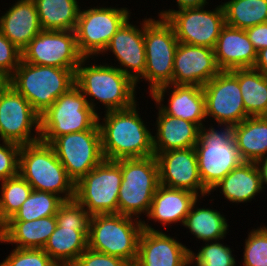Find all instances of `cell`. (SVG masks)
<instances>
[{"label": "cell", "mask_w": 267, "mask_h": 266, "mask_svg": "<svg viewBox=\"0 0 267 266\" xmlns=\"http://www.w3.org/2000/svg\"><path fill=\"white\" fill-rule=\"evenodd\" d=\"M129 12L126 7H90L80 10L74 30L80 54L84 58H91L103 53L113 35L130 17Z\"/></svg>", "instance_id": "obj_13"}, {"label": "cell", "mask_w": 267, "mask_h": 266, "mask_svg": "<svg viewBox=\"0 0 267 266\" xmlns=\"http://www.w3.org/2000/svg\"><path fill=\"white\" fill-rule=\"evenodd\" d=\"M50 145L74 183L105 159L98 122L90 130L58 136Z\"/></svg>", "instance_id": "obj_14"}, {"label": "cell", "mask_w": 267, "mask_h": 266, "mask_svg": "<svg viewBox=\"0 0 267 266\" xmlns=\"http://www.w3.org/2000/svg\"><path fill=\"white\" fill-rule=\"evenodd\" d=\"M220 71L213 49L179 42L174 56L171 84L203 87Z\"/></svg>", "instance_id": "obj_20"}, {"label": "cell", "mask_w": 267, "mask_h": 266, "mask_svg": "<svg viewBox=\"0 0 267 266\" xmlns=\"http://www.w3.org/2000/svg\"><path fill=\"white\" fill-rule=\"evenodd\" d=\"M56 225V216L32 221H7L0 227V242L16 244V248L43 249Z\"/></svg>", "instance_id": "obj_27"}, {"label": "cell", "mask_w": 267, "mask_h": 266, "mask_svg": "<svg viewBox=\"0 0 267 266\" xmlns=\"http://www.w3.org/2000/svg\"><path fill=\"white\" fill-rule=\"evenodd\" d=\"M178 10L183 8L203 7L208 4L207 0H176Z\"/></svg>", "instance_id": "obj_44"}, {"label": "cell", "mask_w": 267, "mask_h": 266, "mask_svg": "<svg viewBox=\"0 0 267 266\" xmlns=\"http://www.w3.org/2000/svg\"><path fill=\"white\" fill-rule=\"evenodd\" d=\"M222 127L219 131L213 125L209 129L202 126L199 140L194 147L200 178L209 193L229 172L243 162L233 138L232 126Z\"/></svg>", "instance_id": "obj_6"}, {"label": "cell", "mask_w": 267, "mask_h": 266, "mask_svg": "<svg viewBox=\"0 0 267 266\" xmlns=\"http://www.w3.org/2000/svg\"><path fill=\"white\" fill-rule=\"evenodd\" d=\"M232 134L243 161L257 162L267 155V116L246 118L232 126Z\"/></svg>", "instance_id": "obj_29"}, {"label": "cell", "mask_w": 267, "mask_h": 266, "mask_svg": "<svg viewBox=\"0 0 267 266\" xmlns=\"http://www.w3.org/2000/svg\"><path fill=\"white\" fill-rule=\"evenodd\" d=\"M156 120V135L153 136L154 155L174 149L195 147L199 140L200 127L182 118L164 114L159 108Z\"/></svg>", "instance_id": "obj_25"}, {"label": "cell", "mask_w": 267, "mask_h": 266, "mask_svg": "<svg viewBox=\"0 0 267 266\" xmlns=\"http://www.w3.org/2000/svg\"><path fill=\"white\" fill-rule=\"evenodd\" d=\"M245 31L257 52L267 48V23L257 24Z\"/></svg>", "instance_id": "obj_42"}, {"label": "cell", "mask_w": 267, "mask_h": 266, "mask_svg": "<svg viewBox=\"0 0 267 266\" xmlns=\"http://www.w3.org/2000/svg\"><path fill=\"white\" fill-rule=\"evenodd\" d=\"M0 227L20 209L33 191L31 185L20 175L0 181Z\"/></svg>", "instance_id": "obj_35"}, {"label": "cell", "mask_w": 267, "mask_h": 266, "mask_svg": "<svg viewBox=\"0 0 267 266\" xmlns=\"http://www.w3.org/2000/svg\"><path fill=\"white\" fill-rule=\"evenodd\" d=\"M204 8L162 10L158 16L171 24L178 42L213 49L222 28L226 25L224 10L222 4L213 11Z\"/></svg>", "instance_id": "obj_12"}, {"label": "cell", "mask_w": 267, "mask_h": 266, "mask_svg": "<svg viewBox=\"0 0 267 266\" xmlns=\"http://www.w3.org/2000/svg\"><path fill=\"white\" fill-rule=\"evenodd\" d=\"M221 189L220 193L232 203L248 202L263 190L261 175L256 162L243 161L229 172L213 190Z\"/></svg>", "instance_id": "obj_28"}, {"label": "cell", "mask_w": 267, "mask_h": 266, "mask_svg": "<svg viewBox=\"0 0 267 266\" xmlns=\"http://www.w3.org/2000/svg\"><path fill=\"white\" fill-rule=\"evenodd\" d=\"M260 175H261V182L262 186L264 188V185L267 184V155L261 157L257 162H256ZM264 183V184H263Z\"/></svg>", "instance_id": "obj_45"}, {"label": "cell", "mask_w": 267, "mask_h": 266, "mask_svg": "<svg viewBox=\"0 0 267 266\" xmlns=\"http://www.w3.org/2000/svg\"><path fill=\"white\" fill-rule=\"evenodd\" d=\"M144 43L146 65L140 79L149 82L150 94L157 88L173 81L174 56L178 39L171 24L162 17L155 20L144 18Z\"/></svg>", "instance_id": "obj_10"}, {"label": "cell", "mask_w": 267, "mask_h": 266, "mask_svg": "<svg viewBox=\"0 0 267 266\" xmlns=\"http://www.w3.org/2000/svg\"><path fill=\"white\" fill-rule=\"evenodd\" d=\"M121 180V159H104L75 183L74 199L91 216L118 213Z\"/></svg>", "instance_id": "obj_11"}, {"label": "cell", "mask_w": 267, "mask_h": 266, "mask_svg": "<svg viewBox=\"0 0 267 266\" xmlns=\"http://www.w3.org/2000/svg\"><path fill=\"white\" fill-rule=\"evenodd\" d=\"M155 156L159 167L160 185L187 190L198 196L200 192L199 198L210 194L202 184L194 147L160 152Z\"/></svg>", "instance_id": "obj_18"}, {"label": "cell", "mask_w": 267, "mask_h": 266, "mask_svg": "<svg viewBox=\"0 0 267 266\" xmlns=\"http://www.w3.org/2000/svg\"><path fill=\"white\" fill-rule=\"evenodd\" d=\"M207 243V244H206ZM198 253L190 251V261L196 266H235L236 261L230 247L217 241L205 242Z\"/></svg>", "instance_id": "obj_36"}, {"label": "cell", "mask_w": 267, "mask_h": 266, "mask_svg": "<svg viewBox=\"0 0 267 266\" xmlns=\"http://www.w3.org/2000/svg\"><path fill=\"white\" fill-rule=\"evenodd\" d=\"M9 84V79L3 75H0V93L5 89Z\"/></svg>", "instance_id": "obj_46"}, {"label": "cell", "mask_w": 267, "mask_h": 266, "mask_svg": "<svg viewBox=\"0 0 267 266\" xmlns=\"http://www.w3.org/2000/svg\"><path fill=\"white\" fill-rule=\"evenodd\" d=\"M2 144H0L1 181L19 174V153L21 149V146L16 143L3 141Z\"/></svg>", "instance_id": "obj_39"}, {"label": "cell", "mask_w": 267, "mask_h": 266, "mask_svg": "<svg viewBox=\"0 0 267 266\" xmlns=\"http://www.w3.org/2000/svg\"><path fill=\"white\" fill-rule=\"evenodd\" d=\"M217 66L221 71L253 68L257 51L245 30L225 25L213 48Z\"/></svg>", "instance_id": "obj_23"}, {"label": "cell", "mask_w": 267, "mask_h": 266, "mask_svg": "<svg viewBox=\"0 0 267 266\" xmlns=\"http://www.w3.org/2000/svg\"><path fill=\"white\" fill-rule=\"evenodd\" d=\"M64 200L51 192L33 190L20 209L8 221H32L55 216Z\"/></svg>", "instance_id": "obj_34"}, {"label": "cell", "mask_w": 267, "mask_h": 266, "mask_svg": "<svg viewBox=\"0 0 267 266\" xmlns=\"http://www.w3.org/2000/svg\"><path fill=\"white\" fill-rule=\"evenodd\" d=\"M238 82L246 114L267 116V76L254 68L238 69Z\"/></svg>", "instance_id": "obj_31"}, {"label": "cell", "mask_w": 267, "mask_h": 266, "mask_svg": "<svg viewBox=\"0 0 267 266\" xmlns=\"http://www.w3.org/2000/svg\"><path fill=\"white\" fill-rule=\"evenodd\" d=\"M77 266H131L127 261L87 248L74 262Z\"/></svg>", "instance_id": "obj_41"}, {"label": "cell", "mask_w": 267, "mask_h": 266, "mask_svg": "<svg viewBox=\"0 0 267 266\" xmlns=\"http://www.w3.org/2000/svg\"><path fill=\"white\" fill-rule=\"evenodd\" d=\"M202 89L206 118H214L218 126H234L249 117L244 108L238 82V69L220 71Z\"/></svg>", "instance_id": "obj_17"}, {"label": "cell", "mask_w": 267, "mask_h": 266, "mask_svg": "<svg viewBox=\"0 0 267 266\" xmlns=\"http://www.w3.org/2000/svg\"><path fill=\"white\" fill-rule=\"evenodd\" d=\"M192 264L191 261H189L185 266H190ZM192 266H196V265H192Z\"/></svg>", "instance_id": "obj_48"}, {"label": "cell", "mask_w": 267, "mask_h": 266, "mask_svg": "<svg viewBox=\"0 0 267 266\" xmlns=\"http://www.w3.org/2000/svg\"><path fill=\"white\" fill-rule=\"evenodd\" d=\"M0 139L20 146L40 140V114L10 84L0 93Z\"/></svg>", "instance_id": "obj_15"}, {"label": "cell", "mask_w": 267, "mask_h": 266, "mask_svg": "<svg viewBox=\"0 0 267 266\" xmlns=\"http://www.w3.org/2000/svg\"><path fill=\"white\" fill-rule=\"evenodd\" d=\"M22 61L34 65L76 70L84 58L77 47L75 31L42 30L21 51Z\"/></svg>", "instance_id": "obj_16"}, {"label": "cell", "mask_w": 267, "mask_h": 266, "mask_svg": "<svg viewBox=\"0 0 267 266\" xmlns=\"http://www.w3.org/2000/svg\"><path fill=\"white\" fill-rule=\"evenodd\" d=\"M41 31L33 0H17L0 17V32L21 51Z\"/></svg>", "instance_id": "obj_24"}, {"label": "cell", "mask_w": 267, "mask_h": 266, "mask_svg": "<svg viewBox=\"0 0 267 266\" xmlns=\"http://www.w3.org/2000/svg\"><path fill=\"white\" fill-rule=\"evenodd\" d=\"M121 172L118 213L136 219L143 213L147 216L160 185L156 156L121 159Z\"/></svg>", "instance_id": "obj_7"}, {"label": "cell", "mask_w": 267, "mask_h": 266, "mask_svg": "<svg viewBox=\"0 0 267 266\" xmlns=\"http://www.w3.org/2000/svg\"><path fill=\"white\" fill-rule=\"evenodd\" d=\"M173 88H171V87ZM169 93L168 105H163L164 94ZM166 92V93H165ZM152 99L158 105L164 114L182 118L183 120L193 122L200 128L206 118L205 96L202 87L197 85H175L169 84L155 89L151 94ZM161 106V107H160Z\"/></svg>", "instance_id": "obj_22"}, {"label": "cell", "mask_w": 267, "mask_h": 266, "mask_svg": "<svg viewBox=\"0 0 267 266\" xmlns=\"http://www.w3.org/2000/svg\"><path fill=\"white\" fill-rule=\"evenodd\" d=\"M222 7L228 26L246 30L267 23V0H229Z\"/></svg>", "instance_id": "obj_33"}, {"label": "cell", "mask_w": 267, "mask_h": 266, "mask_svg": "<svg viewBox=\"0 0 267 266\" xmlns=\"http://www.w3.org/2000/svg\"><path fill=\"white\" fill-rule=\"evenodd\" d=\"M43 249L15 248L0 266H56Z\"/></svg>", "instance_id": "obj_38"}, {"label": "cell", "mask_w": 267, "mask_h": 266, "mask_svg": "<svg viewBox=\"0 0 267 266\" xmlns=\"http://www.w3.org/2000/svg\"><path fill=\"white\" fill-rule=\"evenodd\" d=\"M87 60L90 58H83L76 68L75 85L86 99L91 96L88 104L95 112V99L105 106L106 111L127 109L137 102L135 100L137 86L129 76L116 66H109L107 63L85 66Z\"/></svg>", "instance_id": "obj_2"}, {"label": "cell", "mask_w": 267, "mask_h": 266, "mask_svg": "<svg viewBox=\"0 0 267 266\" xmlns=\"http://www.w3.org/2000/svg\"><path fill=\"white\" fill-rule=\"evenodd\" d=\"M253 68L267 76V48L257 52V61Z\"/></svg>", "instance_id": "obj_43"}, {"label": "cell", "mask_w": 267, "mask_h": 266, "mask_svg": "<svg viewBox=\"0 0 267 266\" xmlns=\"http://www.w3.org/2000/svg\"><path fill=\"white\" fill-rule=\"evenodd\" d=\"M198 197L197 194L187 190L159 185L146 217L164 224L165 227L178 222H182L183 225L193 204L198 201Z\"/></svg>", "instance_id": "obj_26"}, {"label": "cell", "mask_w": 267, "mask_h": 266, "mask_svg": "<svg viewBox=\"0 0 267 266\" xmlns=\"http://www.w3.org/2000/svg\"><path fill=\"white\" fill-rule=\"evenodd\" d=\"M21 60V50L0 32V75L9 79Z\"/></svg>", "instance_id": "obj_40"}, {"label": "cell", "mask_w": 267, "mask_h": 266, "mask_svg": "<svg viewBox=\"0 0 267 266\" xmlns=\"http://www.w3.org/2000/svg\"><path fill=\"white\" fill-rule=\"evenodd\" d=\"M74 85L40 115V140L50 144L56 137L90 130L98 114Z\"/></svg>", "instance_id": "obj_9"}, {"label": "cell", "mask_w": 267, "mask_h": 266, "mask_svg": "<svg viewBox=\"0 0 267 266\" xmlns=\"http://www.w3.org/2000/svg\"><path fill=\"white\" fill-rule=\"evenodd\" d=\"M56 266H77L75 263H59Z\"/></svg>", "instance_id": "obj_47"}, {"label": "cell", "mask_w": 267, "mask_h": 266, "mask_svg": "<svg viewBox=\"0 0 267 266\" xmlns=\"http://www.w3.org/2000/svg\"><path fill=\"white\" fill-rule=\"evenodd\" d=\"M33 1L42 30H75L80 11L77 0Z\"/></svg>", "instance_id": "obj_30"}, {"label": "cell", "mask_w": 267, "mask_h": 266, "mask_svg": "<svg viewBox=\"0 0 267 266\" xmlns=\"http://www.w3.org/2000/svg\"><path fill=\"white\" fill-rule=\"evenodd\" d=\"M56 216L57 225L43 250L56 263H74L88 248L91 215L75 199L64 201Z\"/></svg>", "instance_id": "obj_8"}, {"label": "cell", "mask_w": 267, "mask_h": 266, "mask_svg": "<svg viewBox=\"0 0 267 266\" xmlns=\"http://www.w3.org/2000/svg\"><path fill=\"white\" fill-rule=\"evenodd\" d=\"M141 25V29L132 25L128 18L113 35L103 52L108 50L112 52L121 65L117 68L134 82L144 74L146 65L144 20Z\"/></svg>", "instance_id": "obj_21"}, {"label": "cell", "mask_w": 267, "mask_h": 266, "mask_svg": "<svg viewBox=\"0 0 267 266\" xmlns=\"http://www.w3.org/2000/svg\"><path fill=\"white\" fill-rule=\"evenodd\" d=\"M142 224L134 266H185L190 261L191 250L185 245L162 230H155L144 220Z\"/></svg>", "instance_id": "obj_19"}, {"label": "cell", "mask_w": 267, "mask_h": 266, "mask_svg": "<svg viewBox=\"0 0 267 266\" xmlns=\"http://www.w3.org/2000/svg\"><path fill=\"white\" fill-rule=\"evenodd\" d=\"M19 174L33 190L57 194L64 201L74 199V181L68 176L53 147L42 140L21 146Z\"/></svg>", "instance_id": "obj_3"}, {"label": "cell", "mask_w": 267, "mask_h": 266, "mask_svg": "<svg viewBox=\"0 0 267 266\" xmlns=\"http://www.w3.org/2000/svg\"><path fill=\"white\" fill-rule=\"evenodd\" d=\"M75 71L21 60L9 84L41 115L75 85Z\"/></svg>", "instance_id": "obj_4"}, {"label": "cell", "mask_w": 267, "mask_h": 266, "mask_svg": "<svg viewBox=\"0 0 267 266\" xmlns=\"http://www.w3.org/2000/svg\"><path fill=\"white\" fill-rule=\"evenodd\" d=\"M243 249V266H267V227L251 230Z\"/></svg>", "instance_id": "obj_37"}, {"label": "cell", "mask_w": 267, "mask_h": 266, "mask_svg": "<svg viewBox=\"0 0 267 266\" xmlns=\"http://www.w3.org/2000/svg\"><path fill=\"white\" fill-rule=\"evenodd\" d=\"M135 220L136 218L119 213L93 215L90 220L88 248L119 257L134 266L143 230L142 219Z\"/></svg>", "instance_id": "obj_5"}, {"label": "cell", "mask_w": 267, "mask_h": 266, "mask_svg": "<svg viewBox=\"0 0 267 266\" xmlns=\"http://www.w3.org/2000/svg\"><path fill=\"white\" fill-rule=\"evenodd\" d=\"M136 107L135 103L127 109L105 111L104 119L98 114L102 152L106 160L154 156L153 135Z\"/></svg>", "instance_id": "obj_1"}, {"label": "cell", "mask_w": 267, "mask_h": 266, "mask_svg": "<svg viewBox=\"0 0 267 266\" xmlns=\"http://www.w3.org/2000/svg\"><path fill=\"white\" fill-rule=\"evenodd\" d=\"M197 201L186 216L183 226L188 228L196 238L203 242L224 239L228 230V223L224 215L210 208H197ZM196 207V208H195Z\"/></svg>", "instance_id": "obj_32"}]
</instances>
